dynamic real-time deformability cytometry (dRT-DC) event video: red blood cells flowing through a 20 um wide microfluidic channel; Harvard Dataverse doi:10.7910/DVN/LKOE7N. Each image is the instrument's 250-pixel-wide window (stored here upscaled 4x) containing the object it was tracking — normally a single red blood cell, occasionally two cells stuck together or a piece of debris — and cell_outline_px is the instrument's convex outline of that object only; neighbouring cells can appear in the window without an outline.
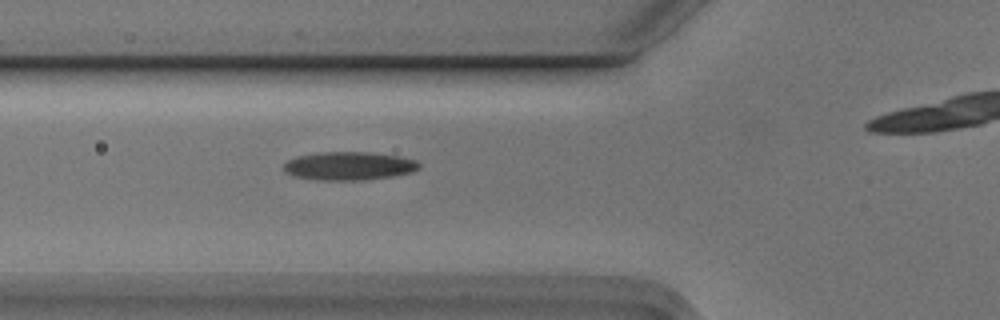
{"species": "Egyptian fruit bat (a non-hibernating species)", "species_latin": "Rousettus aegyptiacus", "temperature_condition": "cold", "stored_images_in_passage": 5, "camera_frame_rate_fps": 3000, "um_per_image_px": 0.085, "animal": {"sex": "male"}, "frame": {"image": 1, "passage_image": 4, "time_ms": 1.0, "image_size_px": [1000, 320], "cell_outline_px": [[420, 168], [412, 172], [392, 176], [364, 180], [320, 180], [292, 176], [284, 172], [284, 164], [288, 160], [296, 156], [316, 152], [372, 152], [400, 156], [416, 160], [420, 164]], "centroid_in_image_um": [29.65, 14.1], "position_along_channel_um": 96.1, "area_um2": 22.6}}